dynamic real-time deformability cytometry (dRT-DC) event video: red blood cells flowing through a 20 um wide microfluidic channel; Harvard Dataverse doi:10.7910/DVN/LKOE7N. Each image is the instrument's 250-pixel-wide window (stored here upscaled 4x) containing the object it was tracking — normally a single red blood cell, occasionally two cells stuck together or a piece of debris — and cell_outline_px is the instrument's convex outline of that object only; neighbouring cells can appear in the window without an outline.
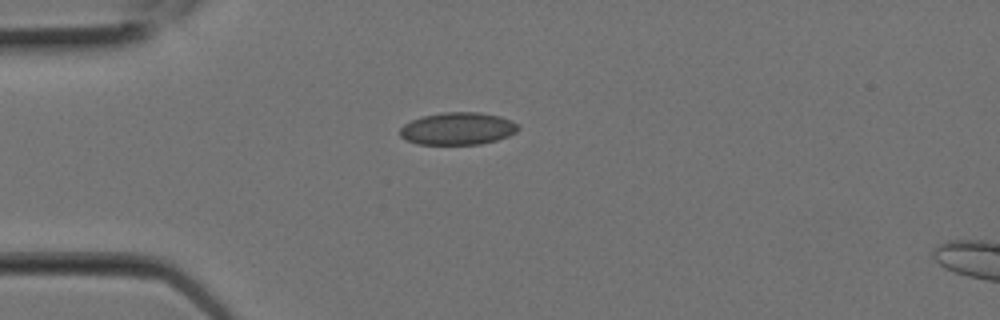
{"species": "Egyptian fruit bat (a non-hibernating species)", "species_latin": "Rousettus aegyptiacus", "temperature_condition": "room temperature", "stored_images_in_passage": 11, "camera_frame_rate_fps": 3000, "um_per_image_px": 0.085, "animal": {"sex": "female"}, "frame": {"image": 1, "passage_image": 1, "time_ms": 0.0, "image_size_px": [1000, 320], "cell_outline_px": [[520, 128], [516, 132], [508, 136], [496, 140], [480, 144], [416, 144], [404, 140], [400, 136], [400, 128], [404, 124], [420, 116], [444, 112], [480, 112], [500, 116], [512, 120], [520, 124]], "centroid_in_image_um": [38.91, 10.92], "position_along_channel_um": 46.1, "area_um2": 22.6}}
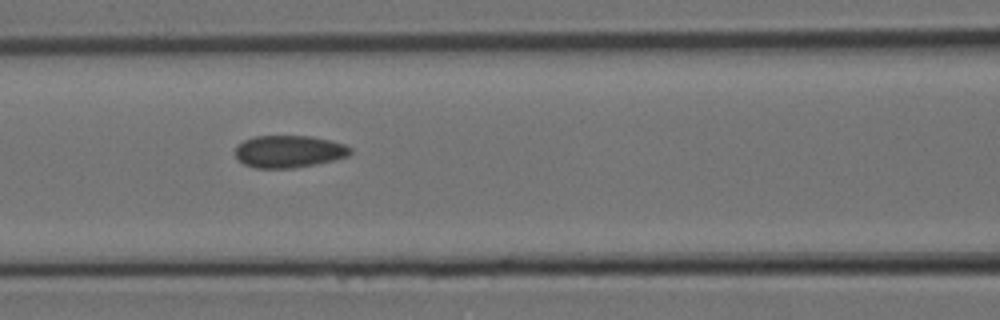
{"frame": {"image": 2, "passage_image": 5, "time_ms": 1.333, "image_size_px": [1000, 320], "cell_outline_px": [[352, 152], [348, 156], [316, 164], [292, 168], [256, 168], [244, 164], [236, 156], [236, 148], [244, 140], [256, 136], [312, 136], [332, 140], [344, 144], [352, 148]], "centroid_in_image_um": [24.6, 12.87], "position_along_channel_um": 142.0, "area_um2": 21.56}}
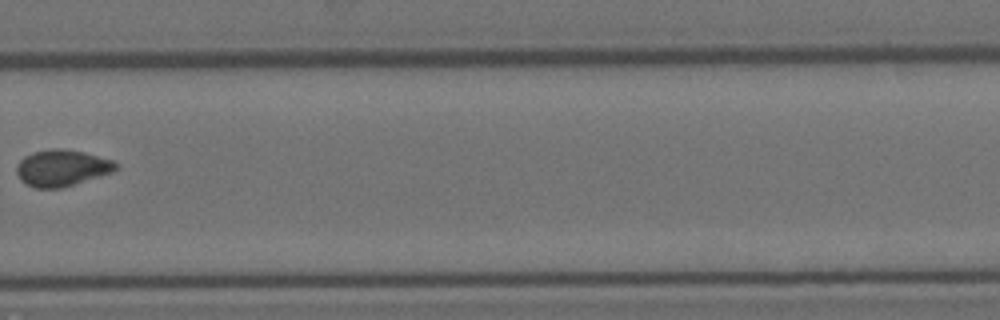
{"frame": {"image": 3, "passage_image": 11, "time_ms": 3.333, "image_size_px": [1000, 320], "cell_outline_px": [[120, 168], [112, 172], [60, 188], [36, 188], [20, 180], [16, 172], [16, 164], [24, 156], [32, 152], [52, 148], [60, 148], [84, 152], [112, 160], [120, 164]], "centroid_in_image_um": [5.25, 14.26], "position_along_channel_um": 324.5, "area_um2": 21.1}}